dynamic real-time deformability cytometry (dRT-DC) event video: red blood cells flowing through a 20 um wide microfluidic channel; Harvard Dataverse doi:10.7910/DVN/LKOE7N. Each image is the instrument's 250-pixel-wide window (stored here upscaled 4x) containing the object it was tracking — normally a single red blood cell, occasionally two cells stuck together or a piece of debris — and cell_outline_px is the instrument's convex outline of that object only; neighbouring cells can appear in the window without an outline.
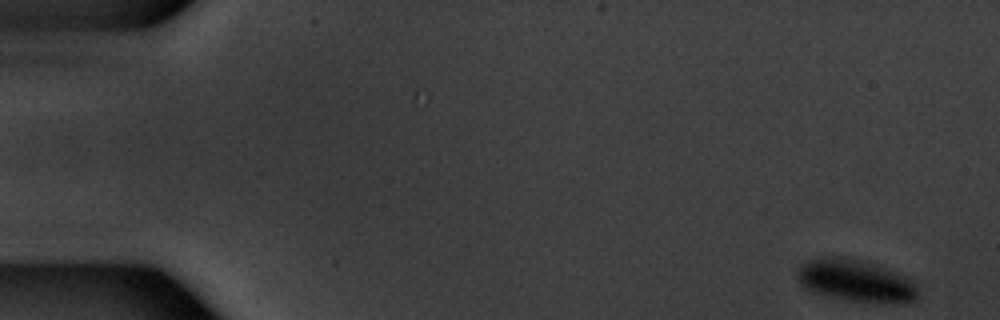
{"species": "common noctule bat (a hibernating species)", "species_latin": "Nyctalus noctula", "temperature_condition": "warm", "stored_images_in_passage": 18, "camera_frame_rate_fps": 3000, "um_per_image_px": 0.085, "animal": {"sex": "male", "body_mass_g": 20.1, "forearm_length_mm": 53.5}, "frame": {"image": 1, "passage_image": 1, "time_ms": 0.0, "image_size_px": [1000, 320], "cell_outline_px": [[916, 300], [908, 304], [872, 304], [844, 300], [812, 292], [804, 288], [800, 284], [796, 276], [796, 272], [808, 260], [820, 256], [852, 256], [876, 264], [904, 276], [916, 284]], "centroid_in_image_um": [72.73, 23.88], "position_along_channel_um": 12.3, "area_um2": 30.58}}